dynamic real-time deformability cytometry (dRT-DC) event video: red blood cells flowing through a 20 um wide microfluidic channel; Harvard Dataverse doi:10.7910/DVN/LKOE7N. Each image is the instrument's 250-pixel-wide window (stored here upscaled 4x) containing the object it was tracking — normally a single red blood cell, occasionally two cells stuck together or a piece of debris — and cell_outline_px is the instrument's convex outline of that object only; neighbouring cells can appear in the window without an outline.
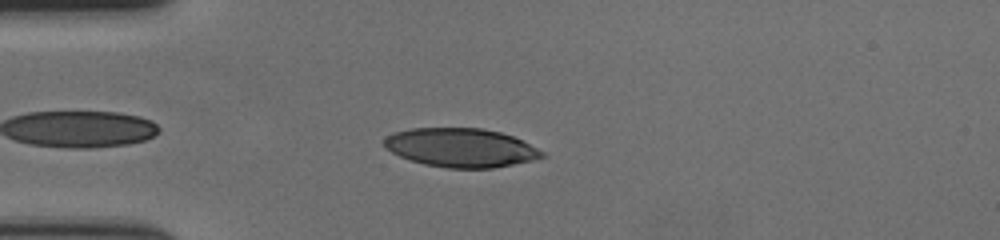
{"species": "human", "species_latin": "Homo sapiens", "temperature_condition": "cold", "stored_images_in_passage": 44, "camera_frame_rate_fps": 3000, "um_per_image_px": 0.085, "donor": {"sex": "female"}, "frame": {"image": 1, "passage_image": 5, "time_ms": 1.333, "image_size_px": [1000, 240], "cell_outline_px": [[548, 156], [532, 160], [492, 168], [448, 168], [424, 164], [400, 156], [384, 148], [384, 136], [392, 132], [412, 128], [480, 128], [500, 132], [512, 136], [544, 152]], "centroid_in_image_um": [39.13, 12.54], "position_along_channel_um": 45.9, "area_um2": 35.6}}
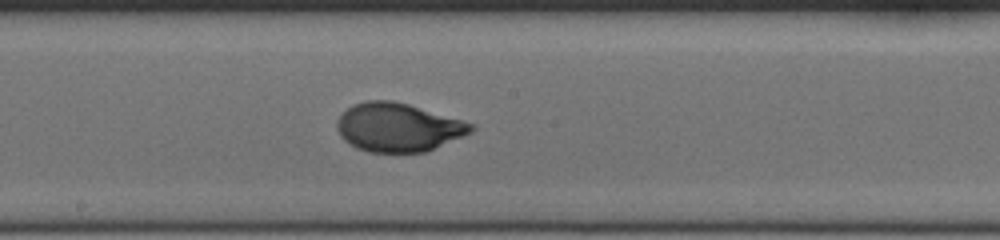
{"frame": {"image": 2, "passage_image": 21, "time_ms": 6.667, "image_size_px": [1000, 240], "cell_outline_px": [[476, 128], [472, 132], [424, 152], [368, 152], [356, 148], [348, 144], [340, 136], [336, 128], [336, 120], [352, 104], [364, 100], [392, 100], [408, 104], [476, 124]], "centroid_in_image_um": [33.81, 10.82], "position_along_channel_um": 214.4, "area_um2": 38.03}}
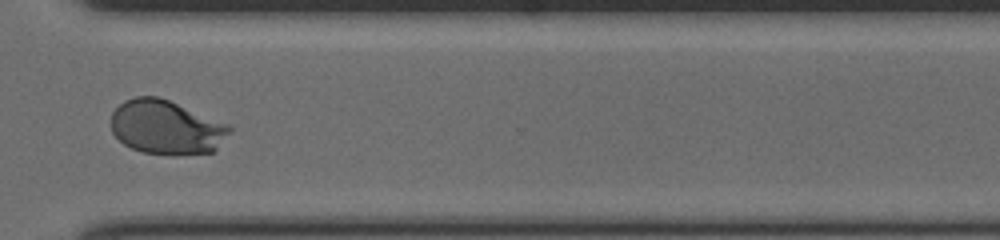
{"frame": {"image": 3, "passage_image": 33, "time_ms": 10.667, "image_size_px": [1000, 240], "cell_outline_px": [[232, 128], [216, 148], [212, 152], [144, 152], [132, 148], [124, 144], [112, 132], [112, 112], [124, 100], [136, 96], [156, 96], [168, 100], [228, 124]], "centroid_in_image_um": [14.09, 10.77], "position_along_channel_um": 356.5, "area_um2": 36.13}, "authors_computed_cell_mechanics": {"area_um2": 36.8186, "velocity_mm_per_s": 3.5431, "shape_relaxation_time_tau1_ms": 3.8732, "shape_relaxation_time_tau2_ms": null, "deformation_change_tau1": 0.1994, "deformation_change_tau2": null}}